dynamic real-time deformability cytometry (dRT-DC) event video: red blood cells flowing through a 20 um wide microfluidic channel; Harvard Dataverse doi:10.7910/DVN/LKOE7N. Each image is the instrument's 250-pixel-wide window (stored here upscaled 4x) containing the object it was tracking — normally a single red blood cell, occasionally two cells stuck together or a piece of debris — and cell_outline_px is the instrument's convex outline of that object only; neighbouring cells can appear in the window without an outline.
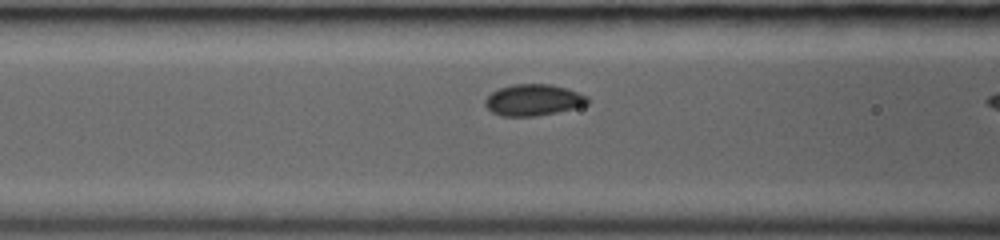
{"species": "common noctule bat (a hibernating species)", "species_latin": "Nyctalus noctula", "temperature_condition": "room temperature", "stored_images_in_passage": 10, "camera_frame_rate_fps": 3000, "um_per_image_px": 0.085, "animal": {"sex": "female", "body_mass_g": 19.0, "forearm_length_mm": 53.3}, "frame": {"image": 1, "passage_image": 9, "time_ms": 2.667, "image_size_px": [1000, 240], "cell_outline_px": [[588, 104], [556, 112], [536, 116], [500, 116], [492, 112], [484, 104], [484, 100], [492, 92], [500, 88], [512, 84], [548, 84], [564, 88], [588, 96]], "centroid_in_image_um": [45.29, 8.5], "position_along_channel_um": 121.3, "area_um2": 18.5}}